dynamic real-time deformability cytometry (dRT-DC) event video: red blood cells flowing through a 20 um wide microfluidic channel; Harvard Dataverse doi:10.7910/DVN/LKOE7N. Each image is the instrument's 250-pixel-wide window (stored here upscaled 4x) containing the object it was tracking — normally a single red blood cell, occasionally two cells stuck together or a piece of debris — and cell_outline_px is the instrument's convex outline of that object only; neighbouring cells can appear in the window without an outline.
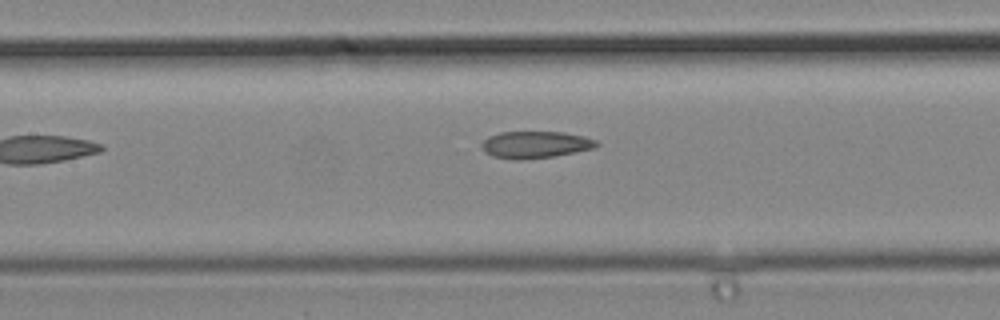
{"species": "common noctule bat (a hibernating species)", "species_latin": "Nyctalus noctula", "temperature_condition": "cold", "stored_images_in_passage": 6, "camera_frame_rate_fps": 3000, "um_per_image_px": 0.085, "animal": {"sex": "male", "body_mass_g": 19.2, "forearm_length_mm": 51.8}, "frame": {"image": 1, "passage_image": 6, "time_ms": 1.667, "image_size_px": [1000, 320], "cell_outline_px": [[600, 144], [596, 148], [556, 156], [520, 160], [512, 160], [492, 156], [484, 152], [480, 144], [488, 136], [500, 132], [564, 132], [584, 136], [596, 140]], "centroid_in_image_um": [45.5, 12.3], "position_along_channel_um": 161.9, "area_um2": 18.32}}